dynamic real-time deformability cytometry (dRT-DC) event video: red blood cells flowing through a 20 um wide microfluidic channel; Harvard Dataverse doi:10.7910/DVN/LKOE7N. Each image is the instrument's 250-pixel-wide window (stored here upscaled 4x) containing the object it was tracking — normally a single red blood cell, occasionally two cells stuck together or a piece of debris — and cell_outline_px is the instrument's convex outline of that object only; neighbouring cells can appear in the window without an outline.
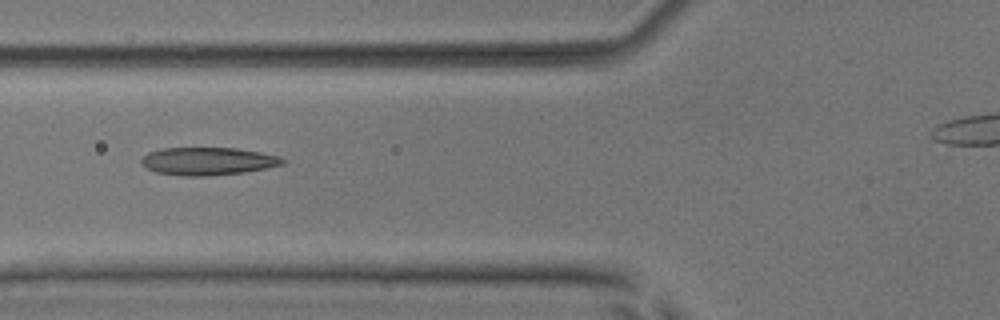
{"species": "common noctule bat (a hibernating species)", "species_latin": "Nyctalus noctula", "temperature_condition": "room temperature", "stored_images_in_passage": 5, "camera_frame_rate_fps": 3000, "um_per_image_px": 0.085, "animal": {"sex": "male", "body_mass_g": 17.9, "forearm_length_mm": 54.2}, "frame": {"image": 1, "passage_image": 5, "time_ms": 5.333, "image_size_px": [1000, 320], "cell_outline_px": [[288, 160], [284, 164], [244, 172], [204, 176], [184, 176], [156, 172], [148, 168], [140, 160], [148, 152], [164, 148], [236, 148], [260, 152], [280, 156]], "centroid_in_image_um": [17.71, 13.69], "position_along_channel_um": 108.1, "area_um2": 22.72}}